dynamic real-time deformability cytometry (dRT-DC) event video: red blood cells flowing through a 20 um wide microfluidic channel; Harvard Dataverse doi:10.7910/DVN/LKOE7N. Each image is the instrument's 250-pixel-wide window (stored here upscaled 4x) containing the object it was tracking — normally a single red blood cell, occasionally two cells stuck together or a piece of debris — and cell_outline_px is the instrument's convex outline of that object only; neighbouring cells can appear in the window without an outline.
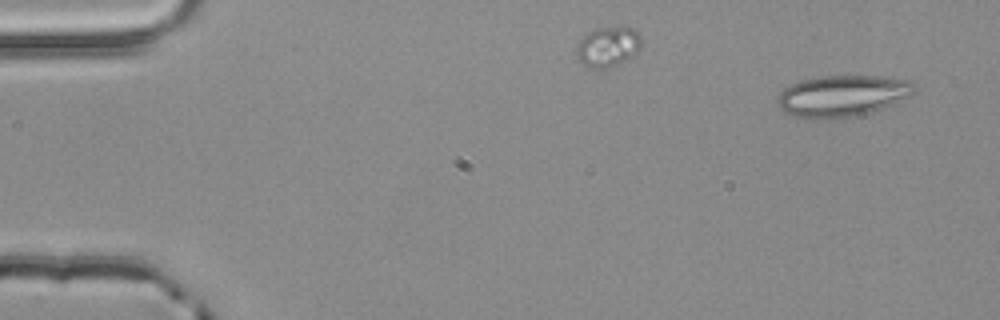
{"species": "common noctule bat (a hibernating species)", "species_latin": "Nyctalus noctula", "temperature_condition": "room temperature", "stored_images_in_passage": 3, "camera_frame_rate_fps": 3000, "um_per_image_px": 0.085, "animal": {"sex": "male", "body_mass_g": 20.4}, "frame": {"image": 1, "passage_image": 1, "time_ms": 0.0, "image_size_px": [1000, 320], "cell_outline_px": [[916, 92], [892, 104], [844, 120], [808, 120], [792, 116], [784, 112], [776, 104], [776, 100], [780, 92], [784, 88], [800, 80], [820, 76], [880, 76], [908, 80], [916, 88]], "centroid_in_image_um": [71.52, 8.18], "position_along_channel_um": 13.5, "area_um2": 33.58}}
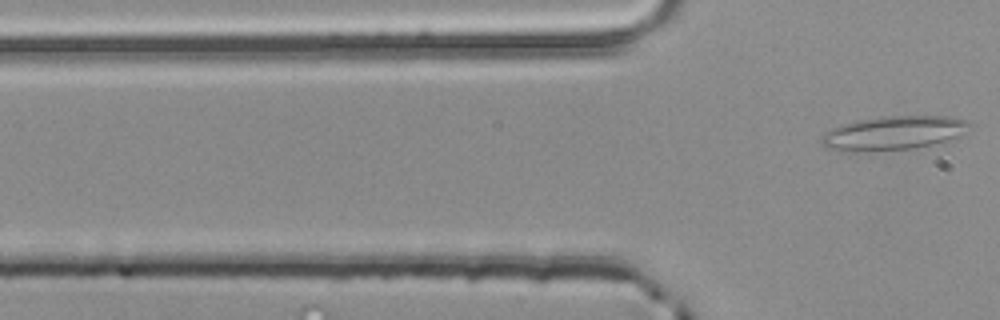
{"frame": {"image": 2, "passage_image": 3, "time_ms": 0.667, "image_size_px": [1000, 320], "cell_outline_px": [[968, 124], [952, 136], [944, 140], [932, 144], [912, 148], [872, 152], [840, 152], [828, 148], [820, 140], [820, 136], [832, 128], [840, 124], [856, 120], [884, 116], [948, 116], [968, 120]], "centroid_in_image_um": [75.74, 11.31], "position_along_channel_um": 50.1, "area_um2": 28.84}}